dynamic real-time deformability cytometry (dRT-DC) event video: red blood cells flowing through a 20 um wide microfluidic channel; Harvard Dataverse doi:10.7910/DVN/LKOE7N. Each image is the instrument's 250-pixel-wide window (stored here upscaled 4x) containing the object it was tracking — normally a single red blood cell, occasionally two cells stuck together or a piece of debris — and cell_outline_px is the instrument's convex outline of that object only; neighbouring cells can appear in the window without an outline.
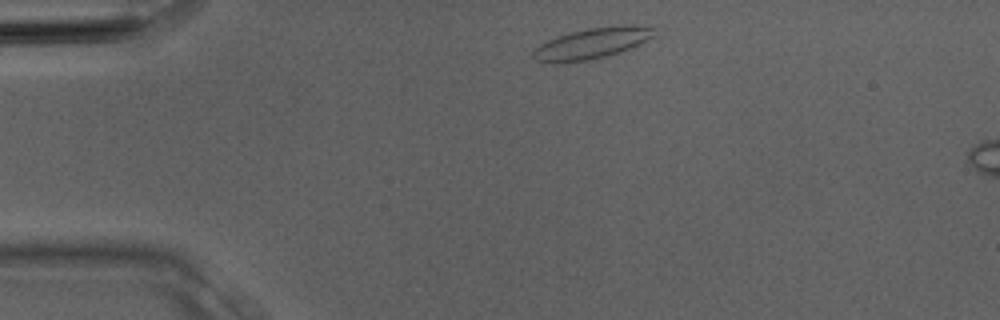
{"species": "Egyptian fruit bat (a non-hibernating species)", "species_latin": "Rousettus aegyptiacus", "temperature_condition": "room temperature", "stored_images_in_passage": 2, "segment_of_instrument_passage": [1, 2], "camera_frame_rate_fps": 3000, "um_per_image_px": 0.085, "animal": {"sex": "male"}, "frame": {"image": 1, "passage_image": 1, "time_ms": 0.0, "image_size_px": [1000, 320], "cell_outline_px": [[660, 36], [620, 52], [608, 56], [588, 60], [560, 64], [552, 64], [536, 60], [532, 56], [532, 52], [540, 44], [556, 36], [588, 28], [620, 24], [632, 24], [652, 28]], "centroid_in_image_um": [50.36, 3.69], "position_along_channel_um": 34.6, "area_um2": 22.37}}